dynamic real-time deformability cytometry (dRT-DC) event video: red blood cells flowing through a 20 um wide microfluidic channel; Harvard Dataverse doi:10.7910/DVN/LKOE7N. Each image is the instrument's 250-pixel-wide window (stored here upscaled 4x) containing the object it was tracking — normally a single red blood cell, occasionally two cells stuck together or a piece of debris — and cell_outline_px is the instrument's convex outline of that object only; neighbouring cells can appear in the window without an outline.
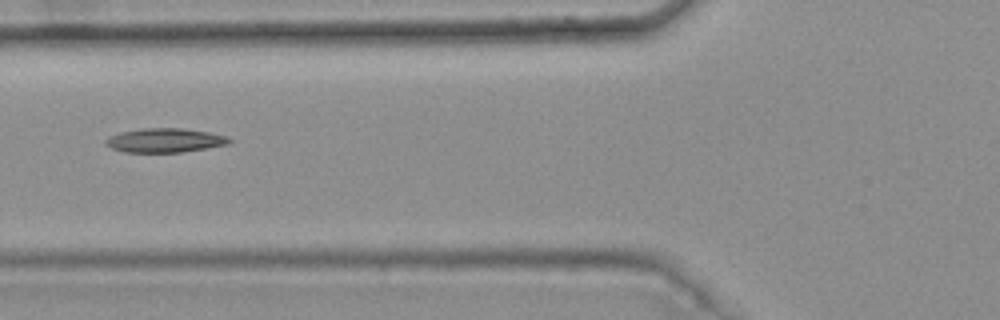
{"species": "common noctule bat (a hibernating species)", "species_latin": "Nyctalus noctula", "temperature_condition": "warm", "stored_images_in_passage": 8, "camera_frame_rate_fps": 3000, "um_per_image_px": 0.085, "animal": {"sex": "female", "body_mass_g": 25.1}, "frame": {"image": 1, "passage_image": 4, "time_ms": 1.0, "image_size_px": [1000, 320], "cell_outline_px": [[232, 140], [228, 144], [180, 152], [124, 152], [112, 148], [104, 144], [104, 140], [108, 136], [120, 132], [144, 128], [180, 128], [208, 132], [228, 136]], "centroid_in_image_um": [13.97, 11.92], "position_along_channel_um": 111.8, "area_um2": 17.28}}
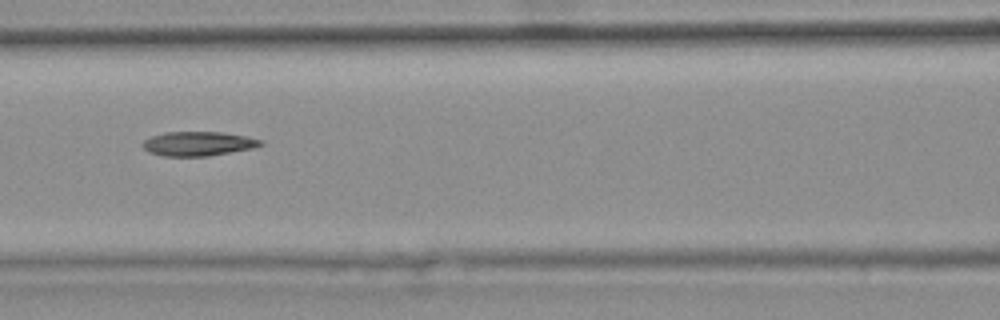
{"frame": {"image": 2, "passage_image": 5, "time_ms": 1.333, "image_size_px": [1000, 320], "cell_outline_px": [[264, 144], [252, 148], [208, 156], [160, 156], [148, 152], [140, 144], [144, 140], [152, 136], [164, 132], [220, 132], [244, 136], [264, 140]], "centroid_in_image_um": [16.81, 12.21], "position_along_channel_um": 149.8, "area_um2": 16.7}}